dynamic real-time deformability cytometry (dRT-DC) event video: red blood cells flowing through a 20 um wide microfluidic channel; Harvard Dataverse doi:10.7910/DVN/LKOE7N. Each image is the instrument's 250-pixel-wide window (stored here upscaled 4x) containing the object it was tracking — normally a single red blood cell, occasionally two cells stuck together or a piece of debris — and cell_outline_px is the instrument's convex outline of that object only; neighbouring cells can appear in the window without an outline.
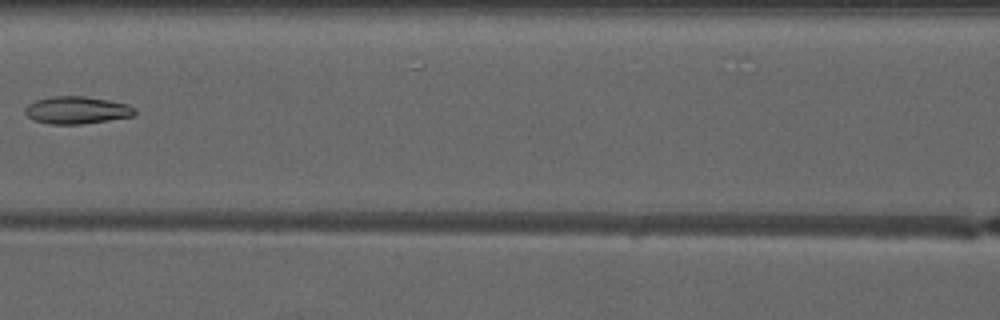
{"species": "common noctule bat (a hibernating species)", "species_latin": "Nyctalus noctula", "temperature_condition": "warm", "stored_images_in_passage": 7, "camera_frame_rate_fps": 3000, "um_per_image_px": 0.085, "animal": {"sex": "male", "forearm_length_mm": 52.5}, "frame": {"image": 1, "passage_image": 7, "time_ms": 7.667, "image_size_px": [1000, 320], "cell_outline_px": [[136, 112], [132, 116], [84, 124], [48, 124], [32, 120], [24, 112], [24, 108], [28, 104], [36, 100], [52, 96], [84, 96], [108, 100], [128, 104], [136, 108]], "centroid_in_image_um": [6.51, 9.36], "position_along_channel_um": 160.1, "area_um2": 17.63}}